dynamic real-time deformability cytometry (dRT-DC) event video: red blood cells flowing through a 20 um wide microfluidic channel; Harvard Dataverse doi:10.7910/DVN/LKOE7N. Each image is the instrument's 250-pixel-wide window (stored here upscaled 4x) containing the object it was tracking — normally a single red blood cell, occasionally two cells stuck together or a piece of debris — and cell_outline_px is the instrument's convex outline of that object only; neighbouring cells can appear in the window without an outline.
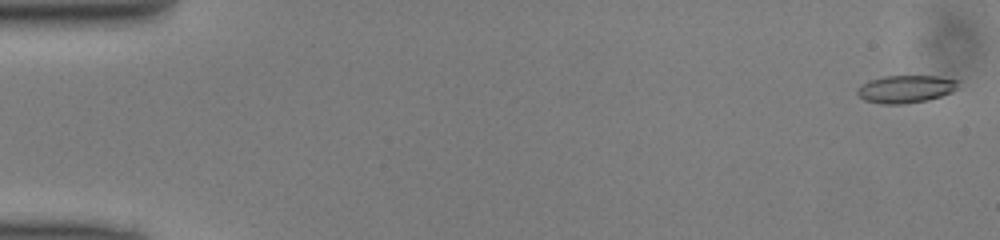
{"species": "common noctule bat (a hibernating species)", "species_latin": "Nyctalus noctula", "temperature_condition": "cold", "stored_images_in_passage": 7, "camera_frame_rate_fps": 3000, "um_per_image_px": 0.085, "animal": {"sex": "male", "body_mass_g": 13.0, "forearm_length_mm": 53.1}, "frame": {"image": 1, "passage_image": 1, "time_ms": 0.0, "image_size_px": [1000, 240], "cell_outline_px": [[960, 80], [956, 88], [952, 92], [928, 100], [904, 104], [880, 104], [864, 100], [856, 92], [856, 88], [868, 80], [884, 76], [936, 76]], "centroid_in_image_um": [76.96, 7.57], "position_along_channel_um": 8.0, "area_um2": 16.36}}